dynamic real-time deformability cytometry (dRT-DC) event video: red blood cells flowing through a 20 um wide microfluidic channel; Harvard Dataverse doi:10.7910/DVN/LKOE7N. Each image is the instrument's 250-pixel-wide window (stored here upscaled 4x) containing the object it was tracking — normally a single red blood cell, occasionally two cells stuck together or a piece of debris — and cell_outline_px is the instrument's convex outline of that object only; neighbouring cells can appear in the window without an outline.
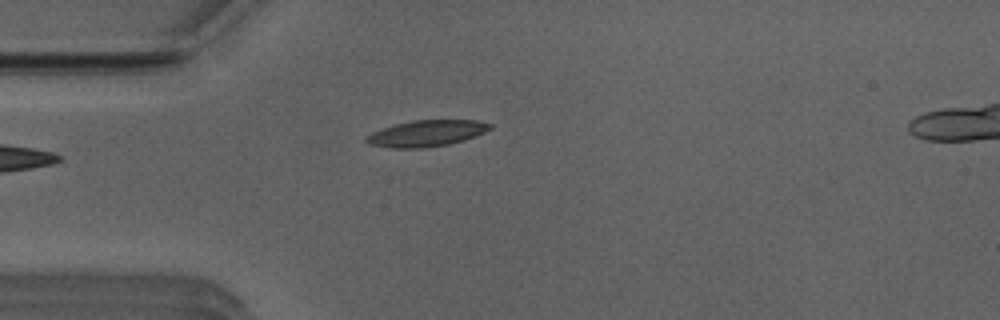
{"species": "Egyptian fruit bat (a non-hibernating species)", "species_latin": "Rousettus aegyptiacus", "temperature_condition": "room temperature", "stored_images_in_passage": 34, "camera_frame_rate_fps": 3000, "um_per_image_px": 0.085, "animal": {"sex": "male"}, "frame": {"image": 1, "passage_image": 1, "time_ms": 0.0, "image_size_px": [1000, 320], "cell_outline_px": [[492, 128], [476, 136], [464, 140], [448, 144], [424, 148], [392, 148], [368, 144], [364, 140], [364, 136], [372, 132], [396, 124], [412, 120], [476, 120], [492, 124]], "centroid_in_image_um": [36.24, 11.34], "position_along_channel_um": 48.8, "area_um2": 18.96}}
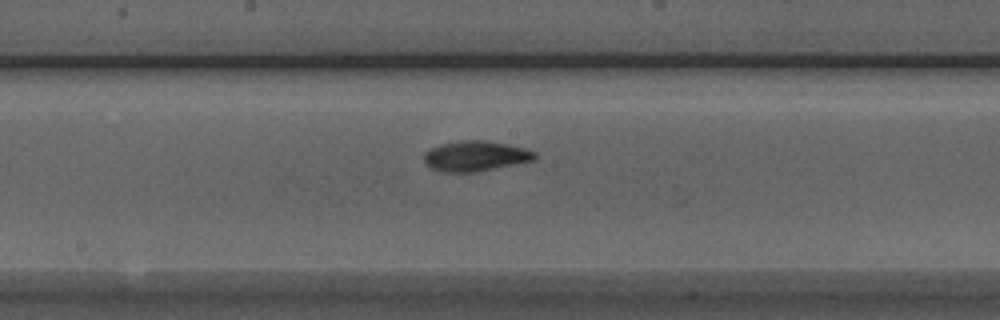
{"frame": {"image": 2, "passage_image": 14, "time_ms": 4.333, "image_size_px": [1000, 320], "cell_outline_px": [[536, 160], [476, 172], [440, 172], [432, 168], [424, 160], [424, 152], [440, 144], [464, 140], [488, 140], [524, 148], [536, 152]], "centroid_in_image_um": [40.43, 13.26], "position_along_channel_um": 207.8, "area_um2": 19.54}}
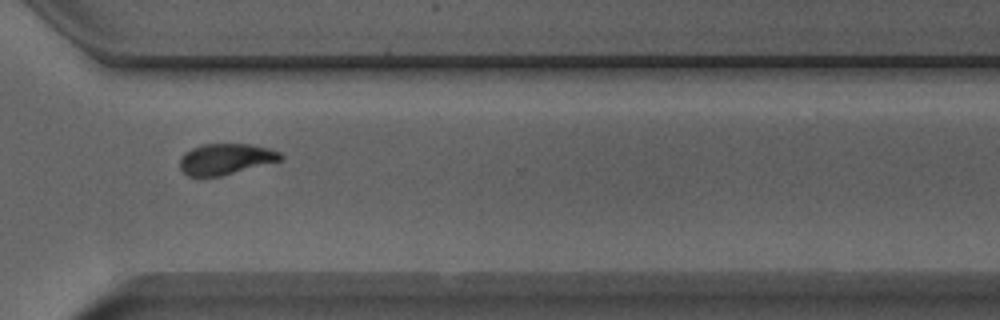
{"frame": {"image": 3, "passage_image": 25, "time_ms": 8.0, "image_size_px": [1000, 320], "cell_outline_px": [[284, 156], [280, 160], [220, 176], [188, 176], [180, 168], [180, 156], [184, 152], [200, 144], [248, 144], [268, 148], [280, 152]], "centroid_in_image_um": [19.14, 13.5], "position_along_channel_um": 351.5, "area_um2": 17.98}, "authors_computed_cell_mechanics": {"area_um2": 18.8428, "velocity_mm_per_s": 3.9181, "shape_relaxation_time_tau1_ms": 5.7064, "shape_relaxation_time_tau2_ms": 3.5044, "deformation_change_tau1": 0.1823, "deformation_change_tau2": 0.1007}}